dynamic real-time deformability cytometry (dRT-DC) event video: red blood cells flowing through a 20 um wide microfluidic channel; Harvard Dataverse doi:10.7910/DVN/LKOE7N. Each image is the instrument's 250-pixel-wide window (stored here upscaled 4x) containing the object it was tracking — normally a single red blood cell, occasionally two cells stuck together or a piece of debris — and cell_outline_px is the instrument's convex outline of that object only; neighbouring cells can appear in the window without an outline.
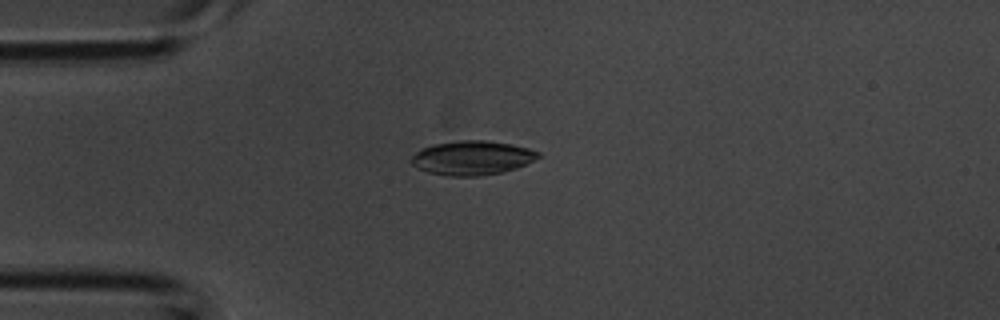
{"species": "common noctule bat (a hibernating species)", "species_latin": "Nyctalus noctula", "temperature_condition": "room temperature", "stored_images_in_passage": 1, "camera_frame_rate_fps": 3000, "um_per_image_px": 0.085, "animal": {"sex": "male", "body_mass_g": 20.1, "forearm_length_mm": 53.5}, "frame": {"image": 1, "passage_image": 1, "time_ms": 0.0, "image_size_px": [1000, 320], "cell_outline_px": [[540, 156], [516, 168], [504, 172], [480, 176], [448, 176], [428, 172], [412, 164], [408, 160], [416, 152], [432, 144], [460, 140], [488, 140], [512, 144], [528, 148], [540, 152]], "centroid_in_image_um": [40.12, 13.41], "position_along_channel_um": 44.9, "area_um2": 25.26}}